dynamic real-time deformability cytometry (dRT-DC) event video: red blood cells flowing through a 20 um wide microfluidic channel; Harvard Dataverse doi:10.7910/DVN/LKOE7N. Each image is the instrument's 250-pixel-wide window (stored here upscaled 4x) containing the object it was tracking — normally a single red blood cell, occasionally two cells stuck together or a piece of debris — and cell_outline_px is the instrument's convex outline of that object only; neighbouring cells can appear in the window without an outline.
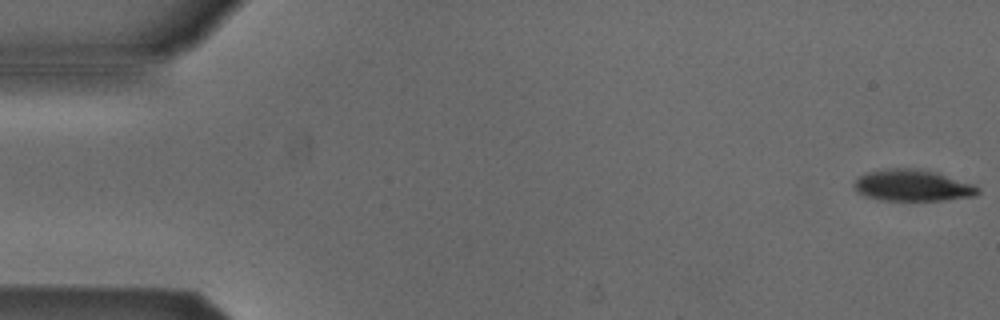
{"species": "Egyptian fruit bat (a non-hibernating species)", "species_latin": "Rousettus aegyptiacus", "temperature_condition": "cold", "stored_images_in_passage": 53, "camera_frame_rate_fps": 3000, "um_per_image_px": 0.085, "animal": {"sex": "male"}, "frame": {"image": 1, "passage_image": 1, "time_ms": 0.0, "image_size_px": [1000, 320], "cell_outline_px": [[980, 192], [976, 196], [944, 200], [880, 200], [864, 196], [856, 192], [852, 184], [860, 176], [868, 172], [884, 168], [920, 168], [936, 172], [976, 184], [980, 188]], "centroid_in_image_um": [77.59, 15.76], "position_along_channel_um": 7.4, "area_um2": 23.12}}
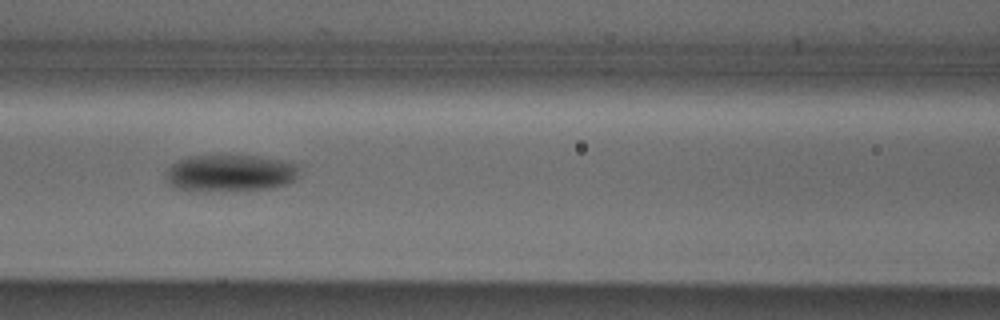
{"frame": {"image": 2, "passage_image": 23, "time_ms": 7.333, "image_size_px": [1000, 320], "cell_outline_px": [[300, 172], [296, 180], [288, 184], [268, 188], [224, 192], [208, 192], [176, 188], [168, 184], [164, 180], [164, 176], [168, 168], [172, 164], [188, 156], [256, 156], [280, 160], [300, 164]], "centroid_in_image_um": [19.57, 14.74], "position_along_channel_um": 147.0, "area_um2": 29.3}}
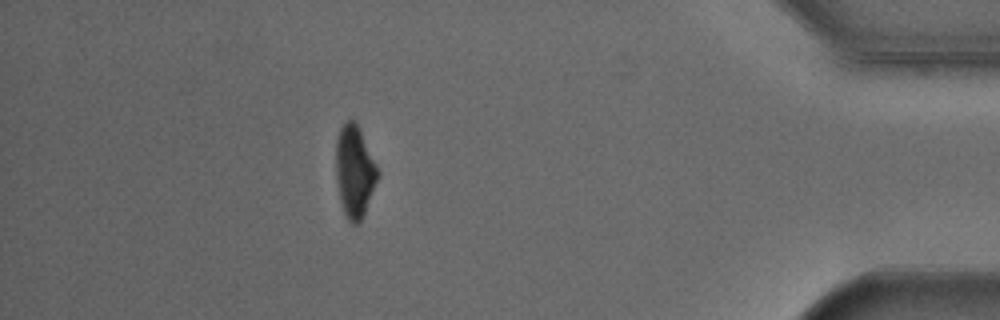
{"frame": {"image": 3, "passage_image": 47, "time_ms": 15.333, "image_size_px": [1000, 320], "cell_outline_px": [[380, 176], [364, 212], [360, 220], [356, 224], [352, 224], [348, 220], [344, 212], [340, 200], [336, 180], [336, 140], [340, 128], [348, 120], [356, 120], [380, 172]], "centroid_in_image_um": [30.15, 14.54], "position_along_channel_um": 405.1, "area_um2": 22.37}, "authors_computed_cell_mechanics": {"area_um2": 25.7788, "velocity_mm_per_s": 3.8762, "shape_relaxation_time_tau1_ms": 2.0765, "shape_relaxation_time_tau2_ms": null, "deformation_change_tau1": 0.0942, "deformation_change_tau2": null}}